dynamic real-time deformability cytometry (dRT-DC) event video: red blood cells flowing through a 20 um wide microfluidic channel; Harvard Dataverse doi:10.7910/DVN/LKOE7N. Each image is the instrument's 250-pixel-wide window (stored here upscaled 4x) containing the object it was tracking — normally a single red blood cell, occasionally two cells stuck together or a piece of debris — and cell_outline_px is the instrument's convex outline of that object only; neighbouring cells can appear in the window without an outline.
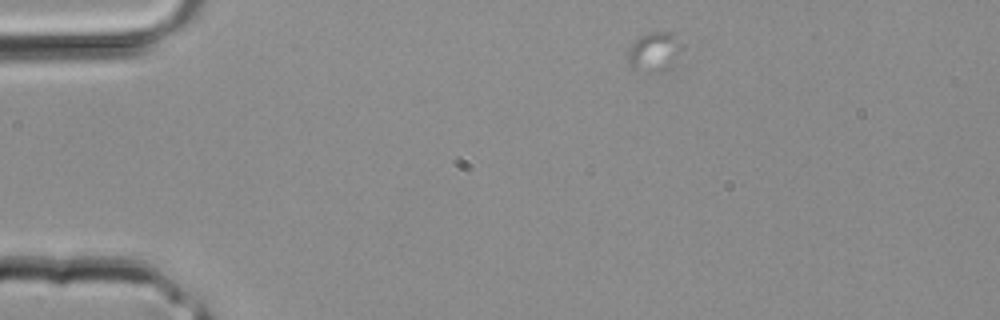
{"species": "common noctule bat (a hibernating species)", "species_latin": "Nyctalus noctula", "temperature_condition": "room temperature", "stored_images_in_passage": 2, "camera_frame_rate_fps": 3000, "um_per_image_px": 0.085, "animal": {"sex": "male", "body_mass_g": 20.4}, "frame": {"image": 1, "passage_image": 1, "time_ms": 0.0, "image_size_px": [1000, 320], "cell_outline_px": [[680, 48], [672, 68], [668, 72], [632, 72], [628, 68], [628, 52], [632, 44], [640, 36], [648, 32], [676, 32], [680, 44]], "centroid_in_image_um": [55.58, 4.46], "position_along_channel_um": 29.4, "area_um2": 12.89}}